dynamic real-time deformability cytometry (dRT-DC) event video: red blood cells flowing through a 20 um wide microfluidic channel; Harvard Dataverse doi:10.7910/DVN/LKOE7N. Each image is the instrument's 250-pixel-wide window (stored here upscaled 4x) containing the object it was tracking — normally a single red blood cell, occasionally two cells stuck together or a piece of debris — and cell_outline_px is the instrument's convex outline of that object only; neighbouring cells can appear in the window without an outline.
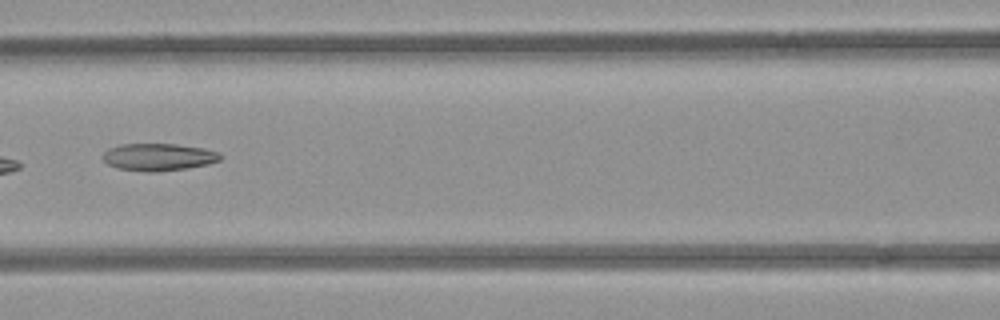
{"species": "common noctule bat (a hibernating species)", "species_latin": "Nyctalus noctula", "temperature_condition": "room temperature", "stored_images_in_passage": 8, "camera_frame_rate_fps": 3000, "um_per_image_px": 0.085, "animal": {"sex": "female", "body_mass_g": 21.9}, "frame": {"image": 1, "passage_image": 7, "time_ms": 7.0, "image_size_px": [1000, 320], "cell_outline_px": [[224, 156], [220, 160], [208, 164], [188, 168], [156, 172], [148, 172], [116, 168], [108, 164], [100, 156], [108, 148], [120, 144], [176, 144], [204, 148], [220, 152]], "centroid_in_image_um": [13.48, 13.35], "position_along_channel_um": 153.1, "area_um2": 18.96}}
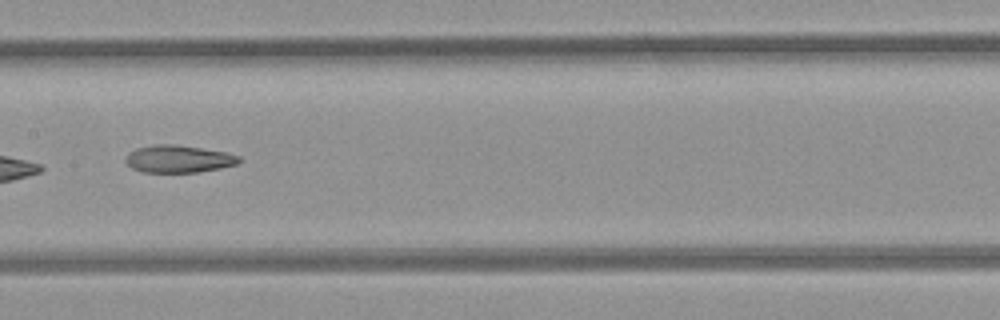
{"frame": {"image": 2, "passage_image": 8, "time_ms": 8.0, "image_size_px": [1000, 320], "cell_outline_px": [[240, 160], [236, 164], [220, 168], [200, 172], [144, 172], [132, 168], [124, 160], [128, 152], [136, 148], [156, 144], [176, 144], [228, 152], [240, 156]], "centroid_in_image_um": [15.17, 13.5], "position_along_channel_um": 192.2, "area_um2": 18.21}}